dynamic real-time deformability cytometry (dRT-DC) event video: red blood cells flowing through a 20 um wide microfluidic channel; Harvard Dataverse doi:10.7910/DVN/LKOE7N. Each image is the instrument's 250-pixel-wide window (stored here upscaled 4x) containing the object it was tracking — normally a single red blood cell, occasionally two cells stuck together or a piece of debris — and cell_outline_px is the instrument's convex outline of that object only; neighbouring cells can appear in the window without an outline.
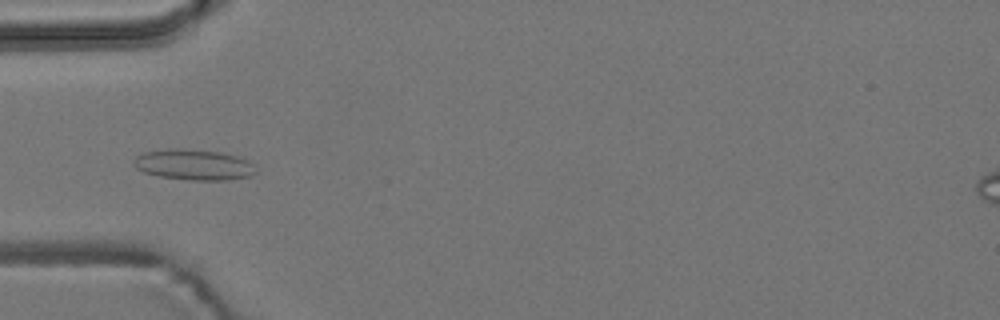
{"species": "common noctule bat (a hibernating species)", "species_latin": "Nyctalus noctula", "temperature_condition": "room temperature", "stored_images_in_passage": 7, "camera_frame_rate_fps": 3000, "um_per_image_px": 0.085, "animal": {"sex": "male", "body_mass_g": 19.2, "forearm_length_mm": 51.8}, "frame": {"image": 1, "passage_image": 5, "time_ms": 1.333, "image_size_px": [1000, 320], "cell_outline_px": [[256, 172], [252, 176], [228, 180], [192, 180], [156, 176], [144, 172], [136, 168], [132, 164], [132, 160], [136, 156], [144, 152], [168, 148], [180, 148], [220, 152], [240, 156], [248, 160], [252, 164]], "centroid_in_image_um": [16.45, 13.99], "position_along_channel_um": 68.6, "area_um2": 22.14}}
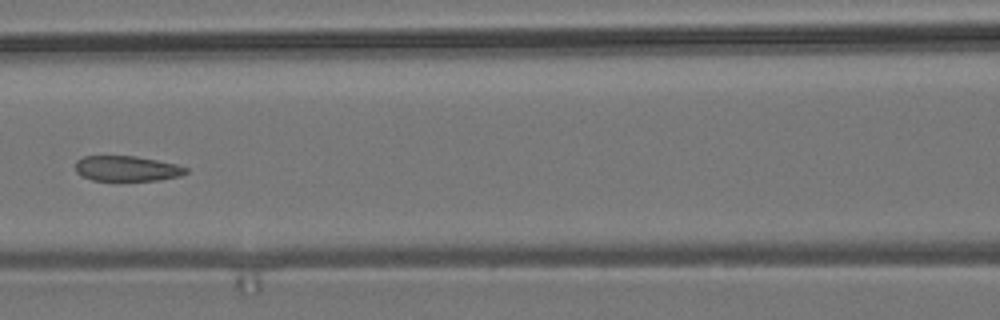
{"frame": {"image": 2, "passage_image": 7, "time_ms": 2.0, "image_size_px": [1000, 320], "cell_outline_px": [[188, 172], [180, 176], [160, 180], [92, 180], [76, 172], [76, 160], [84, 156], [136, 156], [176, 164], [188, 168]], "centroid_in_image_um": [10.8, 14.32], "position_along_channel_um": 155.8, "area_um2": 16.18}}